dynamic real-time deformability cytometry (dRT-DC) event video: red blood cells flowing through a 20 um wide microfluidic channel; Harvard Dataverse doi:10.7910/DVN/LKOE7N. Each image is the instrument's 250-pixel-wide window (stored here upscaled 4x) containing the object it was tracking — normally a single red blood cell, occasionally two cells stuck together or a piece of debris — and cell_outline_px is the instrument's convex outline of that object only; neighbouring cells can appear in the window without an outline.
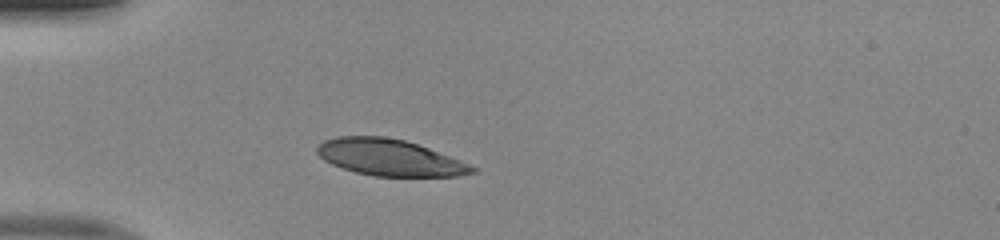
{"species": "human", "species_latin": "Homo sapiens", "temperature_condition": "room temperature", "stored_images_in_passage": 41, "camera_frame_rate_fps": 3000, "um_per_image_px": 0.085, "donor": {"sex": "male"}, "frame": {"image": 1, "passage_image": 5, "time_ms": 1.333, "image_size_px": [1000, 240], "cell_outline_px": [[468, 168], [464, 172], [448, 176], [384, 176], [364, 172], [348, 168], [336, 164], [328, 160], [320, 152], [320, 148], [324, 144], [332, 140], [356, 136], [372, 136], [400, 140], [424, 148]], "centroid_in_image_um": [33.0, 13.39], "position_along_channel_um": 52.0, "area_um2": 28.78}}
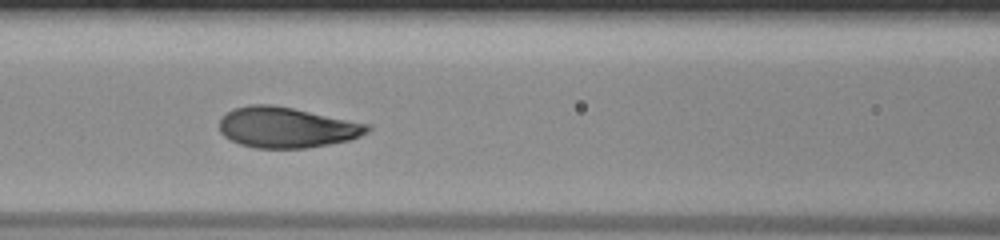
{"frame": {"image": 2, "passage_image": 13, "time_ms": 4.0, "image_size_px": [1000, 240], "cell_outline_px": [[364, 128], [356, 136], [340, 140], [316, 144], [288, 148], [272, 148], [248, 144], [236, 140], [228, 136], [224, 132], [224, 120], [232, 112], [240, 108], [284, 108]], "centroid_in_image_um": [24.18, 10.89], "position_along_channel_um": 142.4, "area_um2": 28.73}}
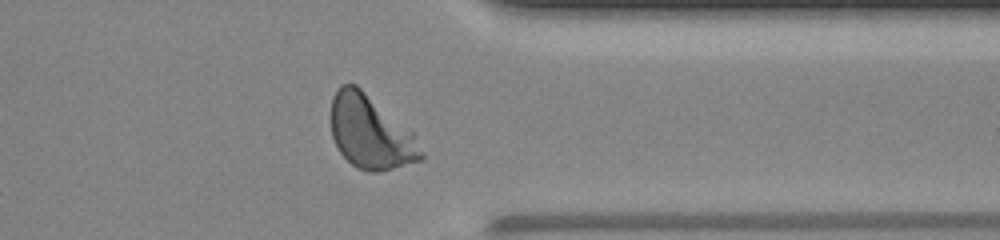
{"frame": {"image": 3, "passage_image": 31, "time_ms": 10.0, "image_size_px": [1000, 240], "cell_outline_px": [[420, 156], [384, 168], [364, 168], [348, 160], [336, 144], [332, 132], [332, 104], [336, 92], [340, 88], [348, 84], [352, 84], [364, 96]], "centroid_in_image_um": [31.13, 11.24], "position_along_channel_um": 380.3, "area_um2": 30.92}, "authors_computed_cell_mechanics": {"area_um2": 28.5532, "velocity_mm_per_s": 4.0226, "shape_relaxation_time_tau1_ms": 2.3795, "shape_relaxation_time_tau2_ms": null, "deformation_change_tau1": 0.1629, "deformation_change_tau2": null}}